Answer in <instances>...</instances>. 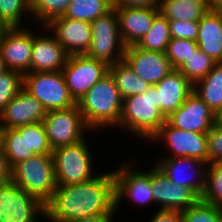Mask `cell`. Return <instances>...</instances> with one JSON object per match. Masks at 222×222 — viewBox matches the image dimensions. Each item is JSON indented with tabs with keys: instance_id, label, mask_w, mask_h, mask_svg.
<instances>
[{
	"instance_id": "6da1fadb",
	"label": "cell",
	"mask_w": 222,
	"mask_h": 222,
	"mask_svg": "<svg viewBox=\"0 0 222 222\" xmlns=\"http://www.w3.org/2000/svg\"><path fill=\"white\" fill-rule=\"evenodd\" d=\"M44 209V218L51 222H70L84 217L115 215L113 170L98 174L83 183L57 186L44 204Z\"/></svg>"
},
{
	"instance_id": "7a4b0ae2",
	"label": "cell",
	"mask_w": 222,
	"mask_h": 222,
	"mask_svg": "<svg viewBox=\"0 0 222 222\" xmlns=\"http://www.w3.org/2000/svg\"><path fill=\"white\" fill-rule=\"evenodd\" d=\"M77 105L84 123L92 131V128L119 125L123 98L113 77L108 73L84 94Z\"/></svg>"
},
{
	"instance_id": "3957f363",
	"label": "cell",
	"mask_w": 222,
	"mask_h": 222,
	"mask_svg": "<svg viewBox=\"0 0 222 222\" xmlns=\"http://www.w3.org/2000/svg\"><path fill=\"white\" fill-rule=\"evenodd\" d=\"M166 117L158 109L157 90L151 86L145 93L123 99L118 127L141 139L150 138L164 125Z\"/></svg>"
},
{
	"instance_id": "277c9868",
	"label": "cell",
	"mask_w": 222,
	"mask_h": 222,
	"mask_svg": "<svg viewBox=\"0 0 222 222\" xmlns=\"http://www.w3.org/2000/svg\"><path fill=\"white\" fill-rule=\"evenodd\" d=\"M11 181L45 204L57 188L53 154H38L11 169Z\"/></svg>"
},
{
	"instance_id": "5b68a950",
	"label": "cell",
	"mask_w": 222,
	"mask_h": 222,
	"mask_svg": "<svg viewBox=\"0 0 222 222\" xmlns=\"http://www.w3.org/2000/svg\"><path fill=\"white\" fill-rule=\"evenodd\" d=\"M52 154L57 186L83 183L96 176L85 138L79 143L56 148Z\"/></svg>"
},
{
	"instance_id": "8992f818",
	"label": "cell",
	"mask_w": 222,
	"mask_h": 222,
	"mask_svg": "<svg viewBox=\"0 0 222 222\" xmlns=\"http://www.w3.org/2000/svg\"><path fill=\"white\" fill-rule=\"evenodd\" d=\"M90 24L92 41L86 55L108 65L122 61L126 46L121 39L116 10L112 8Z\"/></svg>"
},
{
	"instance_id": "52a82bcc",
	"label": "cell",
	"mask_w": 222,
	"mask_h": 222,
	"mask_svg": "<svg viewBox=\"0 0 222 222\" xmlns=\"http://www.w3.org/2000/svg\"><path fill=\"white\" fill-rule=\"evenodd\" d=\"M23 88L34 96L46 111L66 109L77 104L70 95L62 71L28 72L24 74Z\"/></svg>"
},
{
	"instance_id": "ba28073f",
	"label": "cell",
	"mask_w": 222,
	"mask_h": 222,
	"mask_svg": "<svg viewBox=\"0 0 222 222\" xmlns=\"http://www.w3.org/2000/svg\"><path fill=\"white\" fill-rule=\"evenodd\" d=\"M52 149L73 145L83 140L89 128L84 123L78 105L46 111L42 121Z\"/></svg>"
},
{
	"instance_id": "9c48e42d",
	"label": "cell",
	"mask_w": 222,
	"mask_h": 222,
	"mask_svg": "<svg viewBox=\"0 0 222 222\" xmlns=\"http://www.w3.org/2000/svg\"><path fill=\"white\" fill-rule=\"evenodd\" d=\"M44 215V204L37 198L12 181L0 184V222H40Z\"/></svg>"
},
{
	"instance_id": "30bf717a",
	"label": "cell",
	"mask_w": 222,
	"mask_h": 222,
	"mask_svg": "<svg viewBox=\"0 0 222 222\" xmlns=\"http://www.w3.org/2000/svg\"><path fill=\"white\" fill-rule=\"evenodd\" d=\"M70 95L78 102L100 79L109 73V65L86 54L69 56L62 70Z\"/></svg>"
},
{
	"instance_id": "8fae6325",
	"label": "cell",
	"mask_w": 222,
	"mask_h": 222,
	"mask_svg": "<svg viewBox=\"0 0 222 222\" xmlns=\"http://www.w3.org/2000/svg\"><path fill=\"white\" fill-rule=\"evenodd\" d=\"M164 140L171 157H191L208 163L207 133L183 131L167 122L150 138V141Z\"/></svg>"
},
{
	"instance_id": "7c38bea8",
	"label": "cell",
	"mask_w": 222,
	"mask_h": 222,
	"mask_svg": "<svg viewBox=\"0 0 222 222\" xmlns=\"http://www.w3.org/2000/svg\"><path fill=\"white\" fill-rule=\"evenodd\" d=\"M123 165L119 166V169L116 168L113 170L115 177L116 210L124 197H128L135 204L149 205L152 202L154 203L151 189V168L149 171L141 172L138 169L136 171L129 162Z\"/></svg>"
},
{
	"instance_id": "4fadbf2b",
	"label": "cell",
	"mask_w": 222,
	"mask_h": 222,
	"mask_svg": "<svg viewBox=\"0 0 222 222\" xmlns=\"http://www.w3.org/2000/svg\"><path fill=\"white\" fill-rule=\"evenodd\" d=\"M43 28L54 32L52 34L69 56L83 55L89 50L92 41L90 22L60 16Z\"/></svg>"
},
{
	"instance_id": "5bb4252c",
	"label": "cell",
	"mask_w": 222,
	"mask_h": 222,
	"mask_svg": "<svg viewBox=\"0 0 222 222\" xmlns=\"http://www.w3.org/2000/svg\"><path fill=\"white\" fill-rule=\"evenodd\" d=\"M151 189L160 210L183 211L200 199L192 189L173 183L157 165L151 168Z\"/></svg>"
},
{
	"instance_id": "9a60e30c",
	"label": "cell",
	"mask_w": 222,
	"mask_h": 222,
	"mask_svg": "<svg viewBox=\"0 0 222 222\" xmlns=\"http://www.w3.org/2000/svg\"><path fill=\"white\" fill-rule=\"evenodd\" d=\"M156 163L173 183L192 189L201 198L205 188L206 173L209 163L191 157L169 156L160 159V161ZM188 173H191V176H189Z\"/></svg>"
},
{
	"instance_id": "2e32d148",
	"label": "cell",
	"mask_w": 222,
	"mask_h": 222,
	"mask_svg": "<svg viewBox=\"0 0 222 222\" xmlns=\"http://www.w3.org/2000/svg\"><path fill=\"white\" fill-rule=\"evenodd\" d=\"M166 122L183 131L208 133L215 124V113L192 92L185 102L166 118Z\"/></svg>"
},
{
	"instance_id": "e0dca14e",
	"label": "cell",
	"mask_w": 222,
	"mask_h": 222,
	"mask_svg": "<svg viewBox=\"0 0 222 222\" xmlns=\"http://www.w3.org/2000/svg\"><path fill=\"white\" fill-rule=\"evenodd\" d=\"M34 32L21 27L10 28L0 40V54L9 70L31 72Z\"/></svg>"
},
{
	"instance_id": "ac0fdd59",
	"label": "cell",
	"mask_w": 222,
	"mask_h": 222,
	"mask_svg": "<svg viewBox=\"0 0 222 222\" xmlns=\"http://www.w3.org/2000/svg\"><path fill=\"white\" fill-rule=\"evenodd\" d=\"M124 60L134 73L151 86L156 85L173 70L165 52L147 51L136 45L125 48Z\"/></svg>"
},
{
	"instance_id": "d6986e66",
	"label": "cell",
	"mask_w": 222,
	"mask_h": 222,
	"mask_svg": "<svg viewBox=\"0 0 222 222\" xmlns=\"http://www.w3.org/2000/svg\"><path fill=\"white\" fill-rule=\"evenodd\" d=\"M46 114L43 105L24 88L5 106L0 113L4 130L42 122Z\"/></svg>"
},
{
	"instance_id": "ffe728a7",
	"label": "cell",
	"mask_w": 222,
	"mask_h": 222,
	"mask_svg": "<svg viewBox=\"0 0 222 222\" xmlns=\"http://www.w3.org/2000/svg\"><path fill=\"white\" fill-rule=\"evenodd\" d=\"M42 35L33 36L31 72L62 71L69 55L54 35Z\"/></svg>"
},
{
	"instance_id": "44dd1931",
	"label": "cell",
	"mask_w": 222,
	"mask_h": 222,
	"mask_svg": "<svg viewBox=\"0 0 222 222\" xmlns=\"http://www.w3.org/2000/svg\"><path fill=\"white\" fill-rule=\"evenodd\" d=\"M154 86L157 90L158 109L166 118L193 92V84L178 69H173Z\"/></svg>"
},
{
	"instance_id": "7402d4cb",
	"label": "cell",
	"mask_w": 222,
	"mask_h": 222,
	"mask_svg": "<svg viewBox=\"0 0 222 222\" xmlns=\"http://www.w3.org/2000/svg\"><path fill=\"white\" fill-rule=\"evenodd\" d=\"M118 16L119 31L125 46L136 45L153 24L159 8H114Z\"/></svg>"
},
{
	"instance_id": "603a6c76",
	"label": "cell",
	"mask_w": 222,
	"mask_h": 222,
	"mask_svg": "<svg viewBox=\"0 0 222 222\" xmlns=\"http://www.w3.org/2000/svg\"><path fill=\"white\" fill-rule=\"evenodd\" d=\"M198 48L222 63V9H209L198 21Z\"/></svg>"
},
{
	"instance_id": "cb8c5ba5",
	"label": "cell",
	"mask_w": 222,
	"mask_h": 222,
	"mask_svg": "<svg viewBox=\"0 0 222 222\" xmlns=\"http://www.w3.org/2000/svg\"><path fill=\"white\" fill-rule=\"evenodd\" d=\"M205 0H161L159 12L169 21H199L209 10Z\"/></svg>"
},
{
	"instance_id": "d4e9b609",
	"label": "cell",
	"mask_w": 222,
	"mask_h": 222,
	"mask_svg": "<svg viewBox=\"0 0 222 222\" xmlns=\"http://www.w3.org/2000/svg\"><path fill=\"white\" fill-rule=\"evenodd\" d=\"M109 73L113 77L115 85L123 99L143 94L151 87L149 83L134 73L133 69L124 59L109 65Z\"/></svg>"
},
{
	"instance_id": "484cf974",
	"label": "cell",
	"mask_w": 222,
	"mask_h": 222,
	"mask_svg": "<svg viewBox=\"0 0 222 222\" xmlns=\"http://www.w3.org/2000/svg\"><path fill=\"white\" fill-rule=\"evenodd\" d=\"M193 92L216 113L222 106V63L193 85Z\"/></svg>"
},
{
	"instance_id": "4316f807",
	"label": "cell",
	"mask_w": 222,
	"mask_h": 222,
	"mask_svg": "<svg viewBox=\"0 0 222 222\" xmlns=\"http://www.w3.org/2000/svg\"><path fill=\"white\" fill-rule=\"evenodd\" d=\"M2 149L11 169L22 161L37 154H28L26 125L3 130Z\"/></svg>"
},
{
	"instance_id": "83f0119b",
	"label": "cell",
	"mask_w": 222,
	"mask_h": 222,
	"mask_svg": "<svg viewBox=\"0 0 222 222\" xmlns=\"http://www.w3.org/2000/svg\"><path fill=\"white\" fill-rule=\"evenodd\" d=\"M170 40L169 20L159 12L147 34L140 39L136 46L147 51L166 53Z\"/></svg>"
},
{
	"instance_id": "f1b7e54d",
	"label": "cell",
	"mask_w": 222,
	"mask_h": 222,
	"mask_svg": "<svg viewBox=\"0 0 222 222\" xmlns=\"http://www.w3.org/2000/svg\"><path fill=\"white\" fill-rule=\"evenodd\" d=\"M112 8V0H72L64 17L91 23Z\"/></svg>"
},
{
	"instance_id": "f546056e",
	"label": "cell",
	"mask_w": 222,
	"mask_h": 222,
	"mask_svg": "<svg viewBox=\"0 0 222 222\" xmlns=\"http://www.w3.org/2000/svg\"><path fill=\"white\" fill-rule=\"evenodd\" d=\"M216 64V61L198 48L178 70L194 85L208 75Z\"/></svg>"
},
{
	"instance_id": "4dcf8cb0",
	"label": "cell",
	"mask_w": 222,
	"mask_h": 222,
	"mask_svg": "<svg viewBox=\"0 0 222 222\" xmlns=\"http://www.w3.org/2000/svg\"><path fill=\"white\" fill-rule=\"evenodd\" d=\"M72 0H29L30 16L43 26L52 19L64 16Z\"/></svg>"
},
{
	"instance_id": "1f68e13d",
	"label": "cell",
	"mask_w": 222,
	"mask_h": 222,
	"mask_svg": "<svg viewBox=\"0 0 222 222\" xmlns=\"http://www.w3.org/2000/svg\"><path fill=\"white\" fill-rule=\"evenodd\" d=\"M201 199L222 208V163H209Z\"/></svg>"
},
{
	"instance_id": "d6a6232c",
	"label": "cell",
	"mask_w": 222,
	"mask_h": 222,
	"mask_svg": "<svg viewBox=\"0 0 222 222\" xmlns=\"http://www.w3.org/2000/svg\"><path fill=\"white\" fill-rule=\"evenodd\" d=\"M181 213L183 222H222V208L201 198Z\"/></svg>"
},
{
	"instance_id": "836d02e7",
	"label": "cell",
	"mask_w": 222,
	"mask_h": 222,
	"mask_svg": "<svg viewBox=\"0 0 222 222\" xmlns=\"http://www.w3.org/2000/svg\"><path fill=\"white\" fill-rule=\"evenodd\" d=\"M24 86V75L15 70L0 74V113Z\"/></svg>"
},
{
	"instance_id": "e575fe53",
	"label": "cell",
	"mask_w": 222,
	"mask_h": 222,
	"mask_svg": "<svg viewBox=\"0 0 222 222\" xmlns=\"http://www.w3.org/2000/svg\"><path fill=\"white\" fill-rule=\"evenodd\" d=\"M196 49H198L197 41L171 38L166 50V56L169 59L172 68L178 69Z\"/></svg>"
},
{
	"instance_id": "d590c367",
	"label": "cell",
	"mask_w": 222,
	"mask_h": 222,
	"mask_svg": "<svg viewBox=\"0 0 222 222\" xmlns=\"http://www.w3.org/2000/svg\"><path fill=\"white\" fill-rule=\"evenodd\" d=\"M27 13H31L29 0H0V17L11 28L22 27V18Z\"/></svg>"
},
{
	"instance_id": "8d00e7d4",
	"label": "cell",
	"mask_w": 222,
	"mask_h": 222,
	"mask_svg": "<svg viewBox=\"0 0 222 222\" xmlns=\"http://www.w3.org/2000/svg\"><path fill=\"white\" fill-rule=\"evenodd\" d=\"M28 154H52L42 122L26 125Z\"/></svg>"
},
{
	"instance_id": "74e56055",
	"label": "cell",
	"mask_w": 222,
	"mask_h": 222,
	"mask_svg": "<svg viewBox=\"0 0 222 222\" xmlns=\"http://www.w3.org/2000/svg\"><path fill=\"white\" fill-rule=\"evenodd\" d=\"M171 38H182L197 41L198 21L174 20L169 21Z\"/></svg>"
},
{
	"instance_id": "f35d334b",
	"label": "cell",
	"mask_w": 222,
	"mask_h": 222,
	"mask_svg": "<svg viewBox=\"0 0 222 222\" xmlns=\"http://www.w3.org/2000/svg\"><path fill=\"white\" fill-rule=\"evenodd\" d=\"M208 163H222V125L214 124L207 133Z\"/></svg>"
},
{
	"instance_id": "ab89813d",
	"label": "cell",
	"mask_w": 222,
	"mask_h": 222,
	"mask_svg": "<svg viewBox=\"0 0 222 222\" xmlns=\"http://www.w3.org/2000/svg\"><path fill=\"white\" fill-rule=\"evenodd\" d=\"M161 0H114L113 8H159Z\"/></svg>"
},
{
	"instance_id": "60d3db41",
	"label": "cell",
	"mask_w": 222,
	"mask_h": 222,
	"mask_svg": "<svg viewBox=\"0 0 222 222\" xmlns=\"http://www.w3.org/2000/svg\"><path fill=\"white\" fill-rule=\"evenodd\" d=\"M150 222H183L181 211L158 210Z\"/></svg>"
},
{
	"instance_id": "b9f144b4",
	"label": "cell",
	"mask_w": 222,
	"mask_h": 222,
	"mask_svg": "<svg viewBox=\"0 0 222 222\" xmlns=\"http://www.w3.org/2000/svg\"><path fill=\"white\" fill-rule=\"evenodd\" d=\"M11 181V167L3 149H0V184Z\"/></svg>"
},
{
	"instance_id": "7bdbcfd3",
	"label": "cell",
	"mask_w": 222,
	"mask_h": 222,
	"mask_svg": "<svg viewBox=\"0 0 222 222\" xmlns=\"http://www.w3.org/2000/svg\"><path fill=\"white\" fill-rule=\"evenodd\" d=\"M113 215H98L72 220L70 222H113Z\"/></svg>"
},
{
	"instance_id": "ee69618b",
	"label": "cell",
	"mask_w": 222,
	"mask_h": 222,
	"mask_svg": "<svg viewBox=\"0 0 222 222\" xmlns=\"http://www.w3.org/2000/svg\"><path fill=\"white\" fill-rule=\"evenodd\" d=\"M210 9H222V0H205Z\"/></svg>"
},
{
	"instance_id": "f6af8a7d",
	"label": "cell",
	"mask_w": 222,
	"mask_h": 222,
	"mask_svg": "<svg viewBox=\"0 0 222 222\" xmlns=\"http://www.w3.org/2000/svg\"><path fill=\"white\" fill-rule=\"evenodd\" d=\"M11 27L0 17V40L6 35Z\"/></svg>"
},
{
	"instance_id": "bcb514c9",
	"label": "cell",
	"mask_w": 222,
	"mask_h": 222,
	"mask_svg": "<svg viewBox=\"0 0 222 222\" xmlns=\"http://www.w3.org/2000/svg\"><path fill=\"white\" fill-rule=\"evenodd\" d=\"M215 124L222 125V106L215 113Z\"/></svg>"
},
{
	"instance_id": "7dc6e473",
	"label": "cell",
	"mask_w": 222,
	"mask_h": 222,
	"mask_svg": "<svg viewBox=\"0 0 222 222\" xmlns=\"http://www.w3.org/2000/svg\"><path fill=\"white\" fill-rule=\"evenodd\" d=\"M7 70H8V68H7V66H6V64H5L3 58L0 54V74L7 71Z\"/></svg>"
},
{
	"instance_id": "c3c4849f",
	"label": "cell",
	"mask_w": 222,
	"mask_h": 222,
	"mask_svg": "<svg viewBox=\"0 0 222 222\" xmlns=\"http://www.w3.org/2000/svg\"><path fill=\"white\" fill-rule=\"evenodd\" d=\"M3 127L0 124V149H2V135H3Z\"/></svg>"
}]
</instances>
